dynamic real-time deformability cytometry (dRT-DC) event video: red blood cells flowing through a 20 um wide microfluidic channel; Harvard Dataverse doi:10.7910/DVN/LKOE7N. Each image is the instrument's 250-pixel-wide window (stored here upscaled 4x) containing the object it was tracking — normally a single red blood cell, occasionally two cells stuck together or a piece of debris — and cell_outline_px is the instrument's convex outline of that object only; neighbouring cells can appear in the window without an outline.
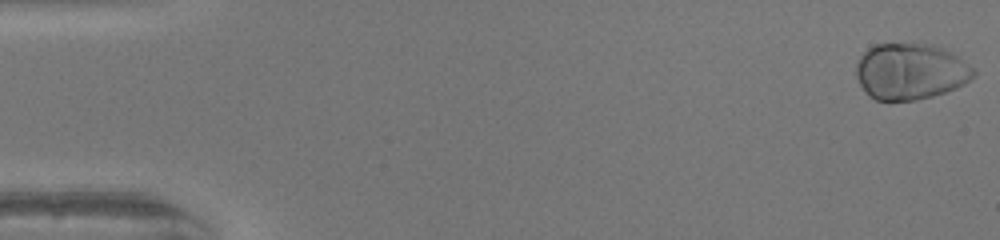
{"species": "human", "species_latin": "Homo sapiens", "temperature_condition": "warm", "stored_images_in_passage": 51, "camera_frame_rate_fps": 3000, "um_per_image_px": 0.085, "donor": {"sex": "female"}, "frame": {"image": 1, "passage_image": 1, "time_ms": 0.0, "image_size_px": [1000, 240], "cell_outline_px": [[976, 76], [964, 84], [956, 88], [932, 96], [916, 100], [876, 100], [868, 96], [860, 84], [856, 76], [856, 64], [860, 56], [868, 48], [876, 44], [912, 40], [920, 40], [940, 48], [956, 56], [972, 68], [976, 72]], "centroid_in_image_um": [77.35, 6.03], "position_along_channel_um": 7.7, "area_um2": 39.07}}
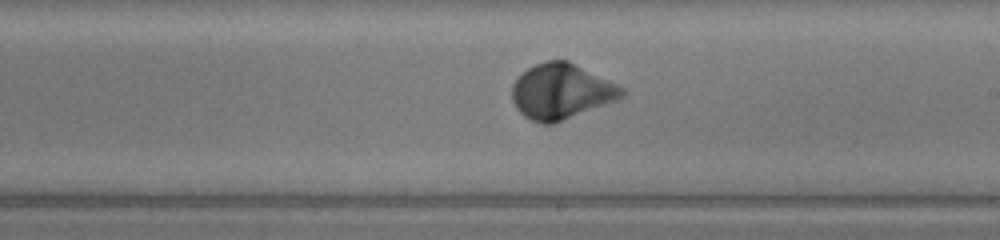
{"frame": {"image": 2, "passage_image": 30, "time_ms": 9.667, "image_size_px": [1000, 240], "cell_outline_px": [[628, 92], [624, 96], [616, 100], [552, 124], [544, 124], [532, 120], [524, 116], [516, 108], [512, 100], [512, 84], [528, 68], [536, 64], [548, 60], [568, 60], [624, 88]], "centroid_in_image_um": [47.7, 7.77], "position_along_channel_um": 241.3, "area_um2": 35.03}}
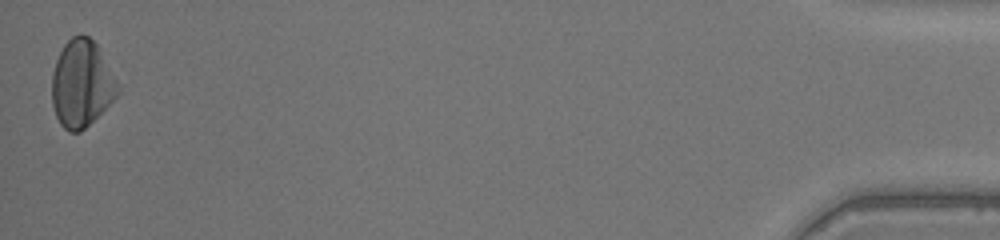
{"frame": {"image": 3, "passage_image": 51, "time_ms": 16.667, "image_size_px": [1000, 240], "cell_outline_px": [[120, 92], [80, 132], [68, 132], [60, 124], [56, 116], [52, 104], [52, 72], [56, 60], [64, 44], [72, 36], [80, 32], [88, 36], [96, 44], [120, 88]], "centroid_in_image_um": [6.9, 7.1], "position_along_channel_um": 428.3, "area_um2": 32.95}, "authors_computed_cell_mechanics": {"area_um2": 34.4488, "velocity_mm_per_s": 4.0519, "shape_relaxation_time_tau1_ms": 2.2111, "shape_relaxation_time_tau2_ms": null, "deformation_change_tau1": 0.1667, "deformation_change_tau2": null}}